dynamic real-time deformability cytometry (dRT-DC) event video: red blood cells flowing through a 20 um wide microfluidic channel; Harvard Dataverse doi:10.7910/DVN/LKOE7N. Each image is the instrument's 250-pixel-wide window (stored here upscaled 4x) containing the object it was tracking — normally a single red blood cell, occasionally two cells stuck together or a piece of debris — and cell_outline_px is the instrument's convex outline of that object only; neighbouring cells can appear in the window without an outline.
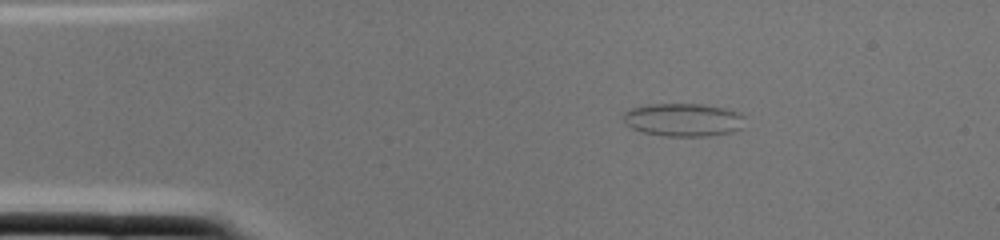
{"species": "common noctule bat (a hibernating species)", "species_latin": "Nyctalus noctula", "temperature_condition": "cold", "stored_images_in_passage": 1, "camera_frame_rate_fps": 3000, "um_per_image_px": 0.085, "animal": {"sex": "female", "body_mass_g": 22.0, "forearm_length_mm": 56.7}, "frame": {"image": 1, "passage_image": 1, "time_ms": 0.0, "image_size_px": [1000, 240], "cell_outline_px": [[744, 116], [740, 128], [736, 132], [708, 136], [664, 136], [640, 132], [624, 124], [624, 112], [632, 108], [648, 104], [704, 104], [724, 108], [740, 112]], "centroid_in_image_um": [58.07, 10.19], "position_along_channel_um": 26.9, "area_um2": 23.64}}